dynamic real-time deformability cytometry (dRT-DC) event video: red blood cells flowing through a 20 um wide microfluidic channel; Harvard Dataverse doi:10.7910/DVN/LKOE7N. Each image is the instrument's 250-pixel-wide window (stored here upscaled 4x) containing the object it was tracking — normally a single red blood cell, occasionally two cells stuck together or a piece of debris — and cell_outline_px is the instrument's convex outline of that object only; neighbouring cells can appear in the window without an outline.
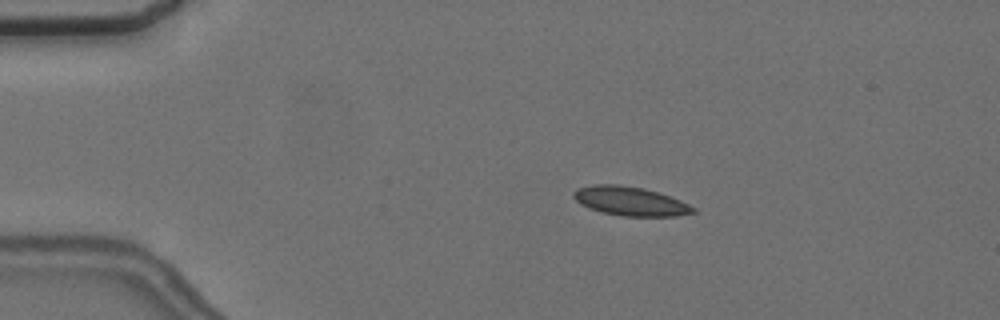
{"species": "common noctule bat (a hibernating species)", "species_latin": "Nyctalus noctula", "temperature_condition": "cold", "stored_images_in_passage": 7, "camera_frame_rate_fps": 3000, "um_per_image_px": 0.085, "animal": {"sex": "female", "body_mass_g": 24.6, "forearm_length_mm": 56.2}, "frame": {"image": 1, "passage_image": 2, "time_ms": 1.0, "image_size_px": [1000, 320], "cell_outline_px": [[696, 212], [676, 216], [624, 216], [600, 212], [588, 208], [580, 204], [572, 196], [572, 192], [576, 188], [592, 184], [620, 184], [644, 188], [660, 192], [680, 200], [696, 208]], "centroid_in_image_um": [53.54, 17.09], "position_along_channel_um": 31.5, "area_um2": 20.52}}
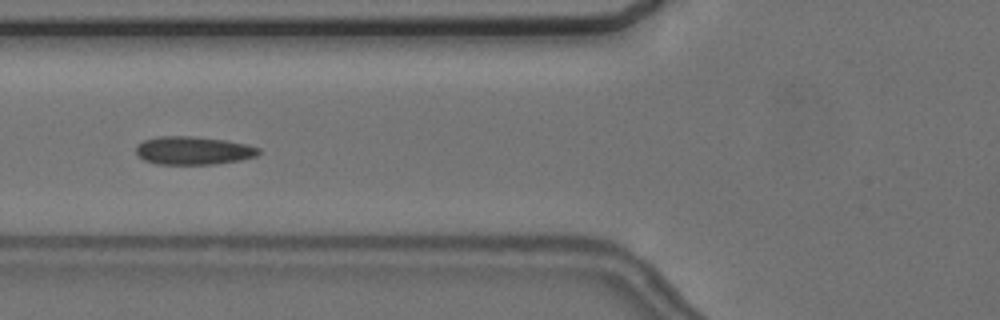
{"frame": {"image": 2, "passage_image": 5, "time_ms": 4.667, "image_size_px": [1000, 320], "cell_outline_px": [[260, 152], [256, 156], [240, 160], [216, 164], [156, 164], [144, 160], [136, 156], [136, 144], [144, 140], [160, 136], [192, 136], [224, 140], [244, 144], [260, 148]], "centroid_in_image_um": [16.38, 12.8], "position_along_channel_um": 109.4, "area_um2": 20.17}}
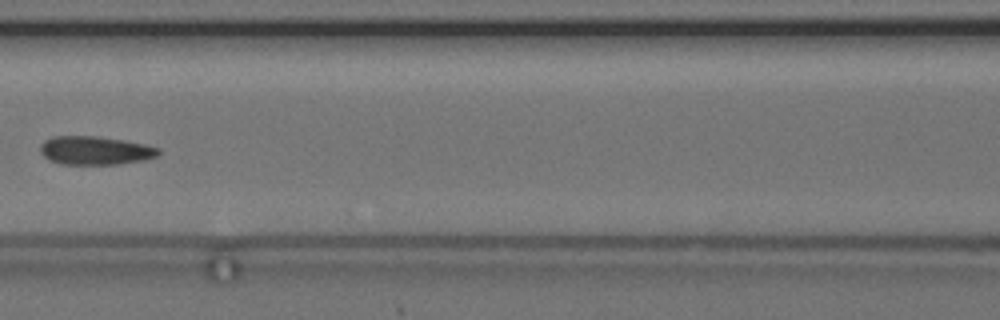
{"frame": {"image": 3, "passage_image": 6, "time_ms": 6.0, "image_size_px": [1000, 320], "cell_outline_px": [[160, 152], [156, 156], [144, 160], [116, 164], [60, 164], [48, 160], [40, 152], [40, 144], [44, 140], [52, 136], [96, 136], [124, 140], [144, 144], [160, 148]], "centroid_in_image_um": [8.05, 12.79], "position_along_channel_um": 158.5, "area_um2": 19.71}}